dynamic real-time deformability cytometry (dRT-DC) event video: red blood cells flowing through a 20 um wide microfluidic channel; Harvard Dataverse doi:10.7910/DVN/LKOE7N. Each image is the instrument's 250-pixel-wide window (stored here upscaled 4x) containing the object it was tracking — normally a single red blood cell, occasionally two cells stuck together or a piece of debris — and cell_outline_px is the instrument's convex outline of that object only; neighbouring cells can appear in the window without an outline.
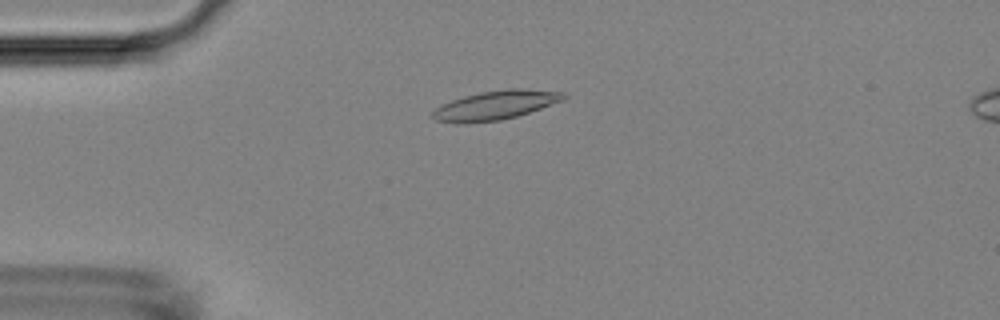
{"species": "Egyptian fruit bat (a non-hibernating species)", "species_latin": "Rousettus aegyptiacus", "temperature_condition": "room temperature", "stored_images_in_passage": 53, "camera_frame_rate_fps": 3000, "um_per_image_px": 0.085, "animal": {"sex": "female"}, "frame": {"image": 1, "passage_image": 13, "time_ms": 4.0, "image_size_px": [1000, 320], "cell_outline_px": [[568, 96], [564, 100], [516, 116], [500, 120], [464, 124], [436, 120], [432, 116], [432, 112], [440, 104], [464, 96], [480, 92], [508, 88], [524, 88], [564, 92]], "centroid_in_image_um": [42.12, 8.93], "position_along_channel_um": 42.9, "area_um2": 22.2}}
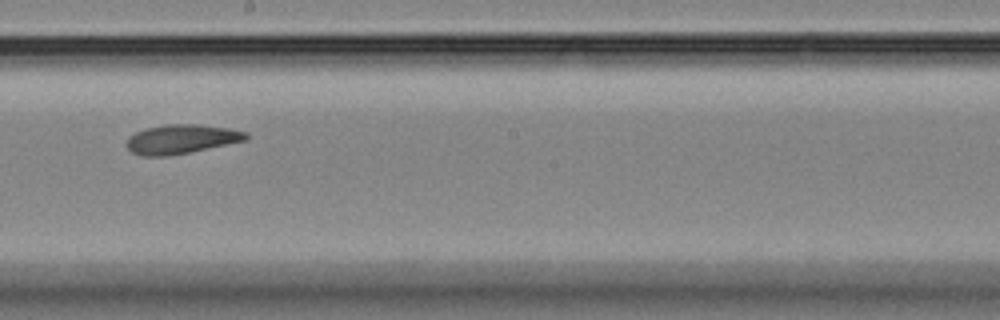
{"frame": {"image": 2, "passage_image": 30, "time_ms": 9.667, "image_size_px": [1000, 320], "cell_outline_px": [[248, 140], [168, 156], [140, 156], [132, 152], [128, 148], [128, 136], [144, 128], [164, 124], [196, 124], [228, 128], [248, 132]], "centroid_in_image_um": [15.41, 11.82], "position_along_channel_um": 232.8, "area_um2": 20.29}}
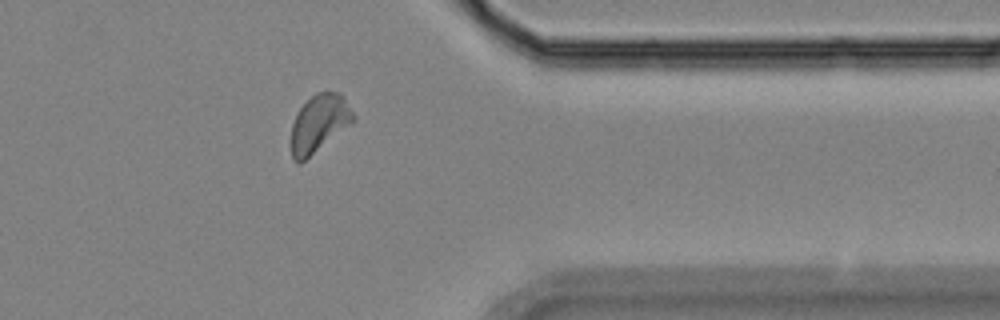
{"frame": {"image": 3, "passage_image": 43, "time_ms": 14.0, "image_size_px": [1000, 320], "cell_outline_px": [[356, 120], [300, 164], [296, 164], [292, 160], [288, 144], [292, 124], [300, 108], [316, 92], [340, 92], [356, 116]], "centroid_in_image_um": [27.08, 10.54], "position_along_channel_um": 384.3, "area_um2": 21.15}, "authors_computed_cell_mechanics": {"area_um2": 20.5768, "velocity_mm_per_s": 3.7446, "shape_relaxation_time_tau1_ms": 7.3466, "shape_relaxation_time_tau2_ms": 3.7821, "deformation_change_tau1": 0.1717, "deformation_change_tau2": 0.1078}}